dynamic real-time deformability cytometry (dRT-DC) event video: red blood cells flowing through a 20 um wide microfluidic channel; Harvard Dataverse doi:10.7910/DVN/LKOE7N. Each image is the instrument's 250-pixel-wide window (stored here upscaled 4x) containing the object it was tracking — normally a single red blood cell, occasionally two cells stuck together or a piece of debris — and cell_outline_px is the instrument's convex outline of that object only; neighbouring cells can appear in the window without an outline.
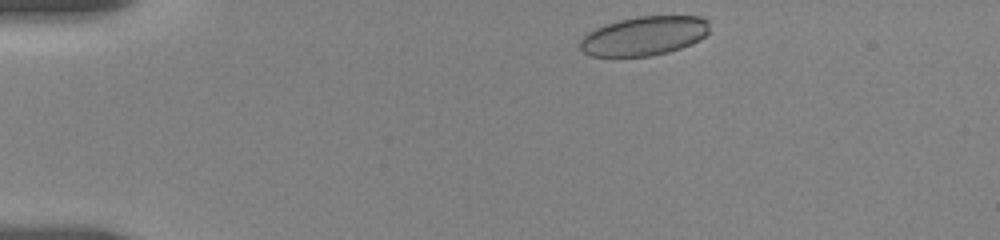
{"species": "human", "species_latin": "Homo sapiens", "temperature_condition": "room temperature", "stored_images_in_passage": 48, "camera_frame_rate_fps": 3000, "um_per_image_px": 0.085, "donor": {"sex": "female"}, "frame": {"image": 1, "passage_image": 1, "time_ms": 0.0, "image_size_px": [1000, 240], "cell_outline_px": [[708, 32], [700, 40], [692, 44], [668, 52], [652, 56], [588, 56], [580, 48], [580, 40], [588, 32], [604, 24], [636, 16], [700, 16], [708, 20]], "centroid_in_image_um": [54.75, 3.05], "position_along_channel_um": 30.3, "area_um2": 29.59}}
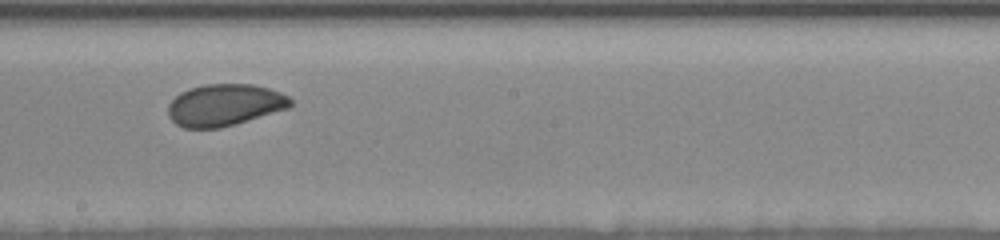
{"frame": {"image": 2, "passage_image": 25, "time_ms": 7.333, "image_size_px": [1000, 240], "cell_outline_px": [[292, 104], [288, 108], [236, 124], [220, 128], [184, 128], [176, 124], [168, 116], [168, 104], [180, 92], [204, 84], [252, 84], [268, 88], [280, 92], [288, 96], [292, 100]], "centroid_in_image_um": [19.08, 8.93], "position_along_channel_um": 229.1, "area_um2": 29.82}}
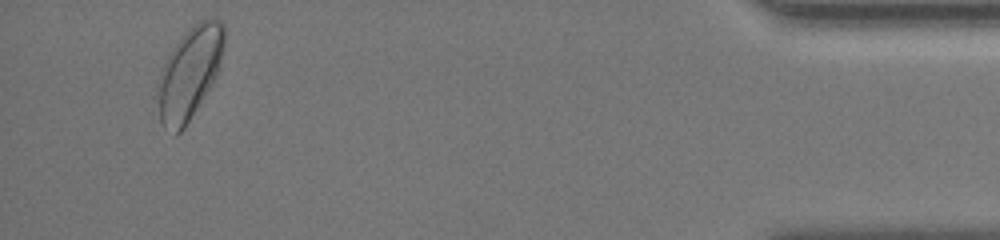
{"frame": {"image": 3, "passage_image": 46, "time_ms": 14.333, "image_size_px": [1000, 240], "cell_outline_px": [[224, 44], [216, 76], [184, 128], [176, 136], [164, 128], [160, 120], [156, 88], [156, 84], [160, 72], [168, 52], [184, 32], [192, 24], [200, 20], [220, 20], [224, 24]], "centroid_in_image_um": [16.06, 6.2], "position_along_channel_um": 419.1, "area_um2": 35.6}, "authors_computed_cell_mechanics": {"area_um2": 30.634, "velocity_mm_per_s": 3.6217, "shape_relaxation_time_tau1_ms": 4.5163, "shape_relaxation_time_tau2_ms": 1.5213, "deformation_change_tau1": 0.1113, "deformation_change_tau2": 0.0442}}